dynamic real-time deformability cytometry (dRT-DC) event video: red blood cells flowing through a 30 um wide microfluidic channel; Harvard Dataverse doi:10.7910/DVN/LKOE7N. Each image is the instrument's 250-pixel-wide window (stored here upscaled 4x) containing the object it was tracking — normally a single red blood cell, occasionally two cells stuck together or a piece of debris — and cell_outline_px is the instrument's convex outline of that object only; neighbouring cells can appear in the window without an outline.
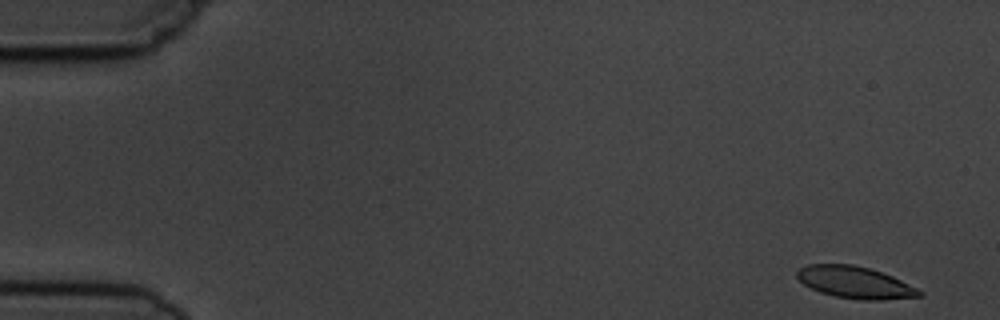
{"species": "common noctule bat (a hibernating species)", "species_latin": "Nyctalus noctula", "temperature_condition": "cold", "stored_images_in_passage": 9, "camera_frame_rate_fps": 3000, "um_per_image_px": 0.085, "animal": {"sex": "male", "body_mass_g": 19.5, "forearm_length_mm": 54.6}, "frame": {"image": 1, "passage_image": 1, "time_ms": 0.0, "image_size_px": [1000, 320], "cell_outline_px": [[924, 292], [920, 296], [884, 300], [860, 300], [836, 296], [820, 292], [804, 284], [796, 276], [796, 272], [800, 268], [808, 264], [852, 264], [868, 268], [892, 276]], "centroid_in_image_um": [72.66, 24.0], "position_along_channel_um": 12.3, "area_um2": 22.48}}
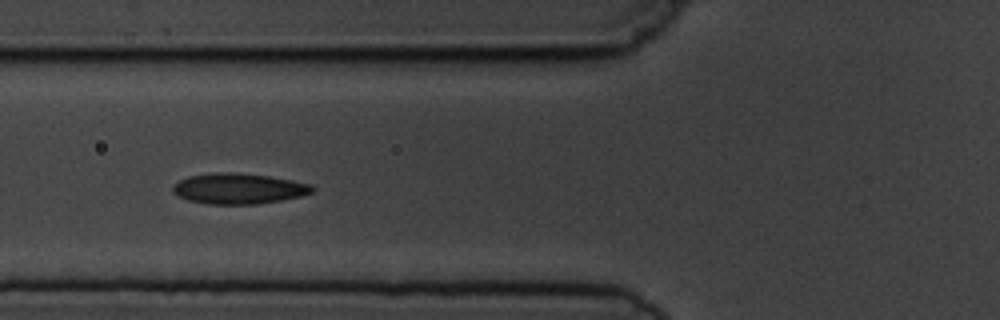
{"frame": {"image": 2, "passage_image": 6, "time_ms": 6.0, "image_size_px": [1000, 320], "cell_outline_px": [[316, 188], [312, 192], [300, 196], [280, 200], [256, 204], [208, 204], [188, 200], [172, 192], [172, 184], [188, 176], [216, 172], [232, 172], [268, 176], [292, 180], [312, 184]], "centroid_in_image_um": [20.27, 16.02], "position_along_channel_um": 105.5, "area_um2": 24.85}}
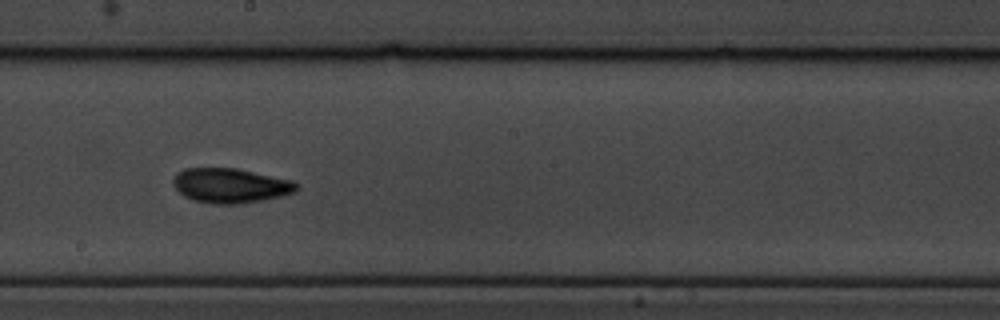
{"frame": {"image": 3, "passage_image": 9, "time_ms": 9.333, "image_size_px": [1000, 320], "cell_outline_px": [[300, 184], [296, 192], [280, 196], [240, 204], [212, 204], [192, 200], [184, 196], [172, 184], [172, 180], [176, 172], [184, 168], [236, 168], [292, 180]], "centroid_in_image_um": [19.57, 15.77], "position_along_channel_um": 228.6, "area_um2": 25.09}}